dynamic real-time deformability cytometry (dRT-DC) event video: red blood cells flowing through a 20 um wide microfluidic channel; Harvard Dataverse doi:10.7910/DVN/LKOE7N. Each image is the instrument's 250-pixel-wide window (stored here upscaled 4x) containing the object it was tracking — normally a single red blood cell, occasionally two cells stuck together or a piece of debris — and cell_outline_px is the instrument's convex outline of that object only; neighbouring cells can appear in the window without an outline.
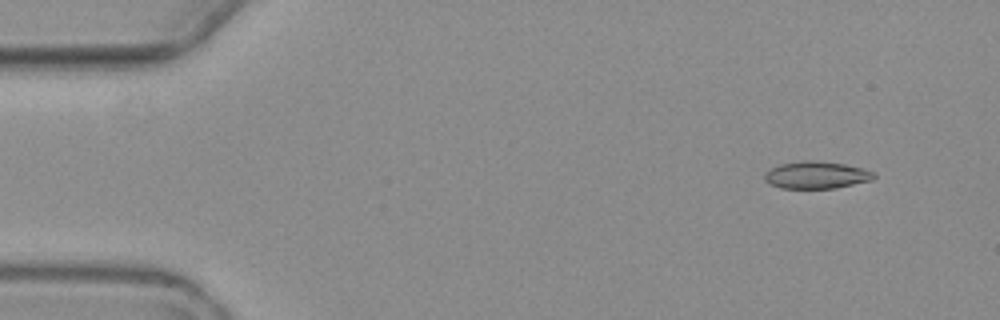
{"species": "common noctule bat (a hibernating species)", "species_latin": "Nyctalus noctula", "temperature_condition": "warm", "stored_images_in_passage": 7, "segment_of_instrument_passage": [2, 2], "camera_frame_rate_fps": 3000, "um_per_image_px": 0.085, "animal": {"sex": "female", "body_mass_g": 19.3, "forearm_length_mm": 54.1}, "frame": {"image": 1, "passage_image": 7, "time_ms": 7.333, "image_size_px": [1000, 320], "cell_outline_px": [[876, 176], [872, 180], [836, 188], [780, 188], [764, 180], [764, 172], [780, 164], [804, 160], [816, 160], [844, 164], [864, 168], [876, 172]], "centroid_in_image_um": [69.42, 14.87], "position_along_channel_um": 15.6, "area_um2": 17.46}}